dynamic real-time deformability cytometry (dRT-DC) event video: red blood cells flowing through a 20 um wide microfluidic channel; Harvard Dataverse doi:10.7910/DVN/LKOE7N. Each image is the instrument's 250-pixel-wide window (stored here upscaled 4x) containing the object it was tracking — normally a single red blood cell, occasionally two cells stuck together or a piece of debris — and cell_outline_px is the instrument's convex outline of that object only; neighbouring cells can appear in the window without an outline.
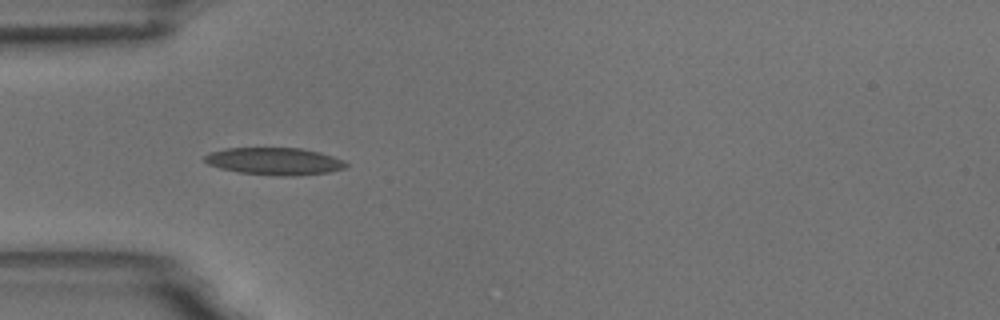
{"species": "common noctule bat (a hibernating species)", "species_latin": "Nyctalus noctula", "temperature_condition": "room temperature", "stored_images_in_passage": 53, "camera_frame_rate_fps": 3000, "um_per_image_px": 0.085, "animal": {"sex": "male", "body_mass_g": 18.8}, "frame": {"image": 1, "passage_image": 16, "time_ms": 5.0, "image_size_px": [1000, 320], "cell_outline_px": [[348, 164], [344, 168], [328, 172], [292, 176], [280, 176], [240, 172], [220, 168], [208, 164], [204, 160], [204, 156], [212, 152], [224, 148], [300, 148], [320, 152], [344, 160]], "centroid_in_image_um": [23.34, 13.7], "position_along_channel_um": 61.7, "area_um2": 22.31}}
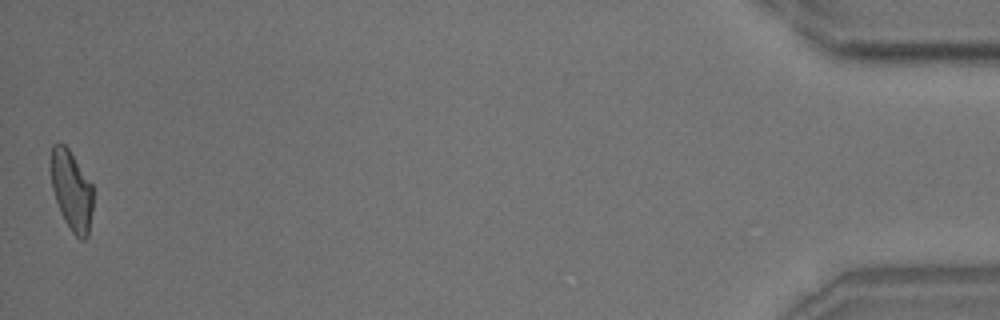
{"frame": {"image": 2, "passage_image": 53, "time_ms": 17.333, "image_size_px": [1000, 320], "cell_outline_px": [[92, 212], [88, 236], [84, 240], [80, 240], [72, 232], [64, 220], [60, 212], [52, 188], [48, 168], [48, 164], [52, 144], [64, 144], [68, 148], [92, 184]], "centroid_in_image_um": [6.04, 16.17], "position_along_channel_um": 429.2, "area_um2": 20.0}, "authors_computed_cell_mechanics": {"area_um2": 20.9814, "velocity_mm_per_s": 3.7452, "shape_relaxation_time_tau1_ms": 9.2275, "shape_relaxation_time_tau2_ms": 2.5049, "deformation_change_tau1": 0.1948, "deformation_change_tau2": 0.0966}}